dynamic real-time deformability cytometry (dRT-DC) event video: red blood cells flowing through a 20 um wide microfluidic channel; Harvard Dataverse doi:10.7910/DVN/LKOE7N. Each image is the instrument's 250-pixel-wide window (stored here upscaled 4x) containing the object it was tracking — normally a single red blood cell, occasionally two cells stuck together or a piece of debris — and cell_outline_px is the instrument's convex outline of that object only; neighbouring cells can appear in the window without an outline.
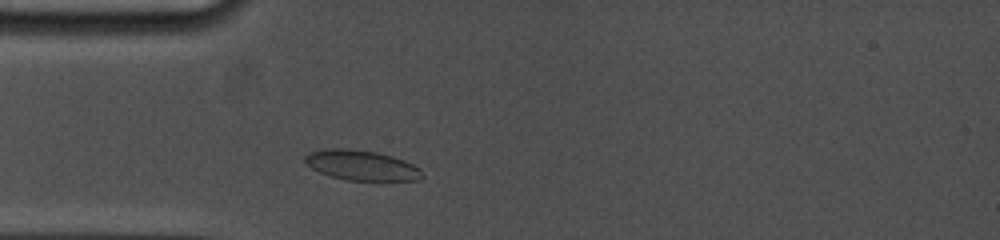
{"species": "common noctule bat (a hibernating species)", "species_latin": "Nyctalus noctula", "temperature_condition": "cold", "stored_images_in_passage": 24, "camera_frame_rate_fps": 5000, "um_per_image_px": 0.085, "animal": {"sex": "female", "body_mass_g": 19.0, "forearm_length_mm": 53.3}, "frame": {"image": 1, "passage_image": 5, "time_ms": 1.4, "image_size_px": [1000, 240], "cell_outline_px": [[424, 176], [420, 180], [348, 180], [332, 176], [320, 172], [304, 164], [304, 156], [308, 152], [332, 148], [352, 148], [376, 152], [392, 156], [404, 160], [420, 168], [424, 172]], "centroid_in_image_um": [30.74, 14.04], "position_along_channel_um": 54.3, "area_um2": 20.63}}
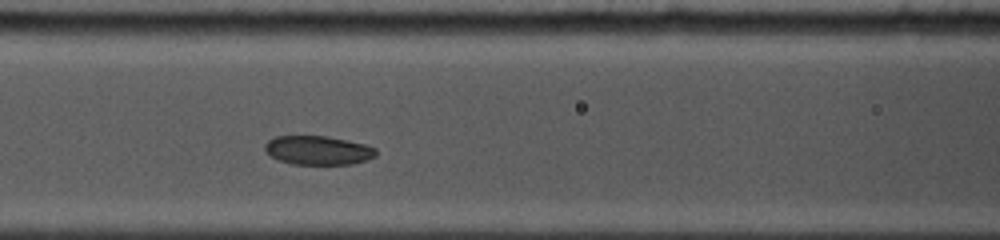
{"frame": {"image": 2, "passage_image": 12, "time_ms": 3.8, "image_size_px": [1000, 240], "cell_outline_px": [[376, 156], [368, 160], [352, 164], [292, 164], [280, 160], [272, 156], [264, 148], [264, 144], [268, 140], [276, 136], [328, 136], [364, 144], [376, 148]], "centroid_in_image_um": [27.05, 12.77], "position_along_channel_um": 139.5, "area_um2": 18.67}}
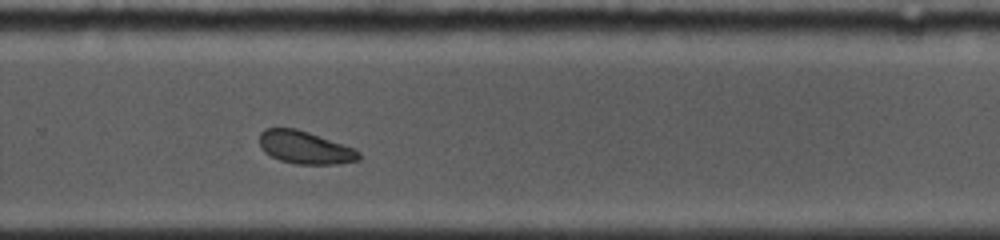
{"frame": {"image": 3, "passage_image": 24, "time_ms": 8.2, "image_size_px": [1000, 240], "cell_outline_px": [[360, 160], [336, 164], [296, 164], [280, 160], [264, 152], [260, 148], [260, 132], [264, 128], [296, 128], [356, 148], [360, 152]], "centroid_in_image_um": [25.93, 12.53], "position_along_channel_um": 303.9, "area_um2": 19.07}}